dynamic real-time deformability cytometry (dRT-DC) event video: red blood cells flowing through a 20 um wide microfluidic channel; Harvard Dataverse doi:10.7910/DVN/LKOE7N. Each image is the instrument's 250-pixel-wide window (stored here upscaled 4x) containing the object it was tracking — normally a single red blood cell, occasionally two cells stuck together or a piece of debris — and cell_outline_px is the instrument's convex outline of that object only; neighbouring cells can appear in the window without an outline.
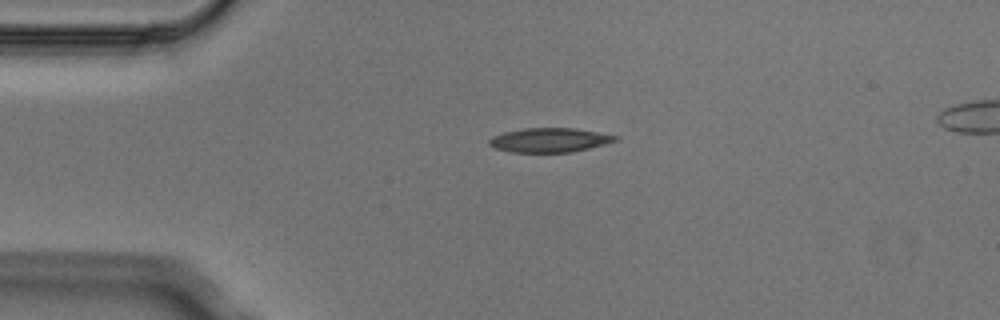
{"species": "Egyptian fruit bat (a non-hibernating species)", "species_latin": "Rousettus aegyptiacus", "temperature_condition": "cold", "stored_images_in_passage": 3, "segment_of_instrument_passage": [1, 2], "camera_frame_rate_fps": 3000, "um_per_image_px": 0.085, "animal": {"sex": "male"}, "frame": {"image": 1, "passage_image": 1, "time_ms": 0.0, "image_size_px": [1000, 320], "cell_outline_px": [[620, 136], [616, 140], [604, 144], [572, 152], [512, 152], [496, 148], [488, 144], [488, 140], [492, 136], [504, 132], [524, 128], [572, 128]], "centroid_in_image_um": [46.67, 11.9], "position_along_channel_um": 38.3, "area_um2": 17.63}}